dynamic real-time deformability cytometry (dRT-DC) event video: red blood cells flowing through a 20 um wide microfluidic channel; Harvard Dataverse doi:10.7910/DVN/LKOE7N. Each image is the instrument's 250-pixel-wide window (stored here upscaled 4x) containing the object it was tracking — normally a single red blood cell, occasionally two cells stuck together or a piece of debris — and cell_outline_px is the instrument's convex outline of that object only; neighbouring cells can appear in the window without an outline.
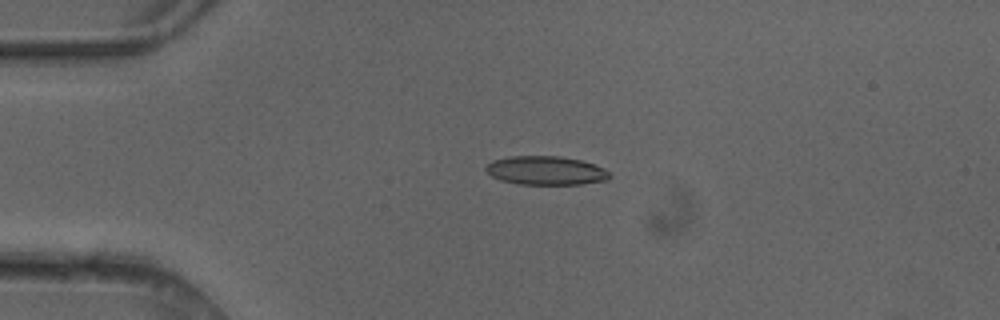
{"species": "common noctule bat (a hibernating species)", "species_latin": "Nyctalus noctula", "temperature_condition": "cold", "stored_images_in_passage": 4, "camera_frame_rate_fps": 3000, "um_per_image_px": 0.085, "animal": {"sex": "female"}, "frame": {"image": 1, "passage_image": 3, "time_ms": 0.667, "image_size_px": [1000, 320], "cell_outline_px": [[612, 176], [608, 180], [580, 184], [520, 184], [500, 180], [492, 176], [484, 168], [492, 160], [508, 156], [560, 156], [580, 160], [604, 168]], "centroid_in_image_um": [46.39, 14.49], "position_along_channel_um": 38.6, "area_um2": 20.69}}